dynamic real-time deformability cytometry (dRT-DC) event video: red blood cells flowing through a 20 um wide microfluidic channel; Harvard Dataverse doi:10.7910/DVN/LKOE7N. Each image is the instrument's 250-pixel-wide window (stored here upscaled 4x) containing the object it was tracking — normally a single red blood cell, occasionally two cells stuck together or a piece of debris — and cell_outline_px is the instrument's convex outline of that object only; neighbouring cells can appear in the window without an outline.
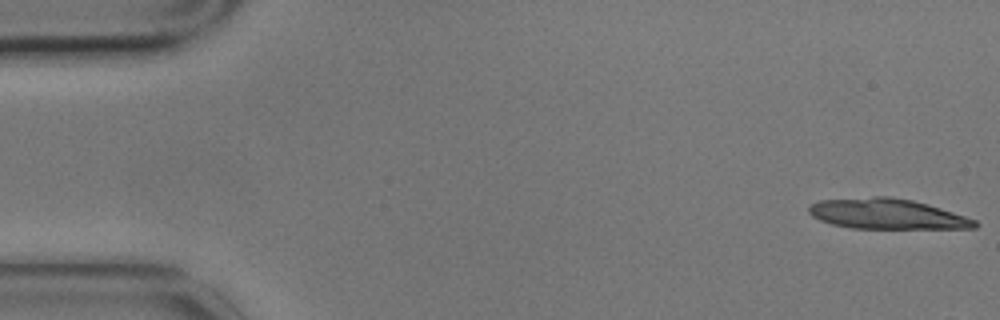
{"species": "common noctule bat (a hibernating species)", "species_latin": "Nyctalus noctula", "temperature_condition": "cold", "stored_images_in_passage": 7, "camera_frame_rate_fps": 3000, "um_per_image_px": 0.085, "animal": {"sex": "male", "body_mass_g": 17.9}, "frame": {"image": 1, "passage_image": 1, "time_ms": 0.0, "image_size_px": [1000, 320], "cell_outline_px": [[980, 224], [976, 228], [852, 228], [832, 224], [820, 220], [812, 216], [808, 212], [808, 208], [812, 204], [820, 200], [872, 196], [892, 196], [912, 200], [928, 204], [976, 220]], "centroid_in_image_um": [75.38, 18.17], "position_along_channel_um": 9.6, "area_um2": 29.25}}